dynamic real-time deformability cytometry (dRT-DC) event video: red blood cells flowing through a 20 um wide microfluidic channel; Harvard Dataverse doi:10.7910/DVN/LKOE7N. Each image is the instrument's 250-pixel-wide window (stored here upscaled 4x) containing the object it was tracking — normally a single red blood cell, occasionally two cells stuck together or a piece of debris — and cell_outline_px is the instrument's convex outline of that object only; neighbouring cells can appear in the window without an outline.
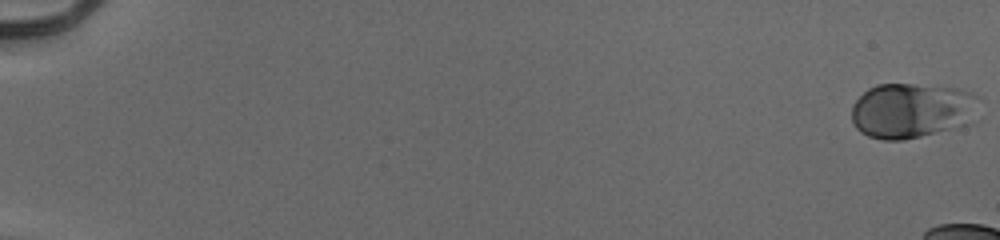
{"species": "human", "species_latin": "Homo sapiens", "temperature_condition": "cold", "stored_images_in_passage": 19, "camera_frame_rate_fps": 3000, "um_per_image_px": 0.085, "donor": {"sex": "male"}, "frame": {"image": 1, "passage_image": 1, "time_ms": 0.0, "image_size_px": [1000, 240], "cell_outline_px": [[976, 96], [964, 124], [920, 136], [904, 140], [884, 140], [868, 136], [860, 132], [856, 128], [852, 120], [852, 108], [856, 100], [868, 88], [876, 84], [912, 84], [956, 88], [972, 92]], "centroid_in_image_um": [77.34, 9.38], "position_along_channel_um": 7.7, "area_um2": 39.65}}
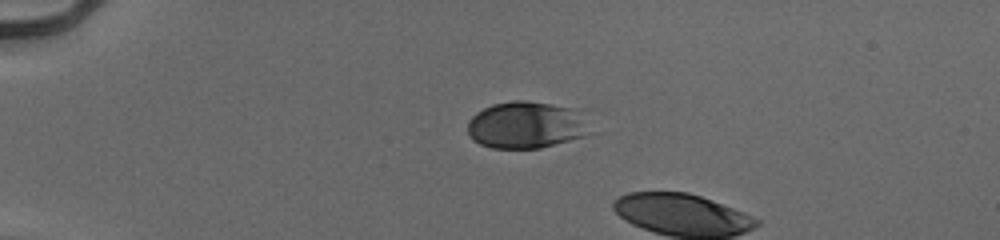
{"frame": {"image": 2, "passage_image": 15, "time_ms": 4.667, "image_size_px": [1000, 240], "cell_outline_px": [[584, 136], [540, 148], [492, 148], [480, 144], [472, 140], [468, 132], [468, 120], [476, 112], [492, 104], [512, 100], [528, 100], [552, 104], [572, 108]], "centroid_in_image_um": [44.5, 10.62], "position_along_channel_um": 40.5, "area_um2": 32.19}}